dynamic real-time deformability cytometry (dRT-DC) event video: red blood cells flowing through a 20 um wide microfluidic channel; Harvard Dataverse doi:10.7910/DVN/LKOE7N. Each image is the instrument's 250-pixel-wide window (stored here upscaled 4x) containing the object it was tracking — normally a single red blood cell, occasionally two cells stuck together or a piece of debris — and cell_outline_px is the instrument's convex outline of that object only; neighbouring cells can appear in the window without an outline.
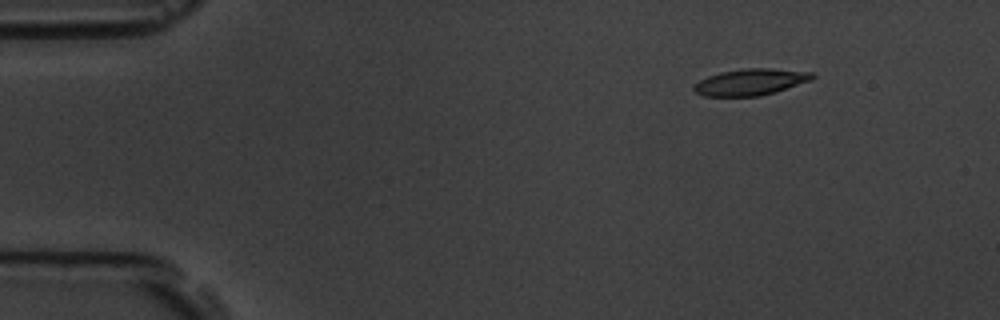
{"species": "common noctule bat (a hibernating species)", "species_latin": "Nyctalus noctula", "temperature_condition": "room temperature", "stored_images_in_passage": 8, "camera_frame_rate_fps": 3000, "um_per_image_px": 0.085, "animal": {"sex": "male", "body_mass_g": 19.5, "forearm_length_mm": 54.6}, "frame": {"image": 1, "passage_image": 3, "time_ms": 2.0, "image_size_px": [1000, 320], "cell_outline_px": [[816, 76], [812, 80], [776, 92], [760, 96], [704, 96], [696, 92], [692, 88], [700, 80], [708, 76], [720, 72], [744, 68], [772, 68], [812, 72]], "centroid_in_image_um": [63.84, 6.97], "position_along_channel_um": 21.2, "area_um2": 18.32}}
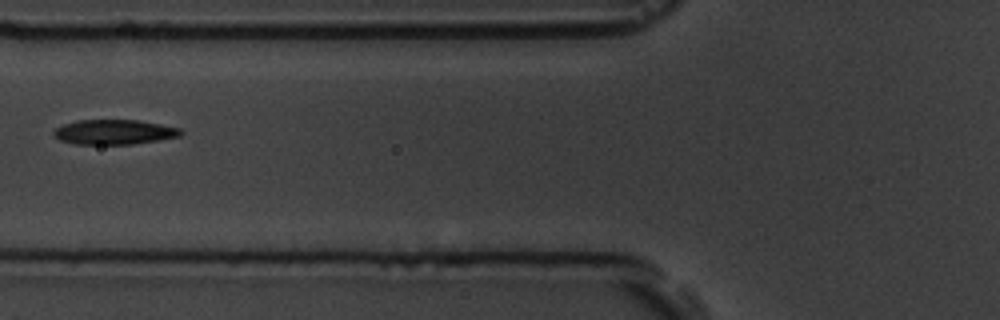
{"frame": {"image": 2, "passage_image": 7, "time_ms": 7.0, "image_size_px": [1000, 320], "cell_outline_px": [[184, 132], [180, 136], [132, 144], [72, 144], [60, 140], [52, 136], [52, 132], [56, 128], [64, 124], [76, 120], [140, 120], [180, 128]], "centroid_in_image_um": [9.67, 11.22], "position_along_channel_um": 116.1, "area_um2": 18.44}}
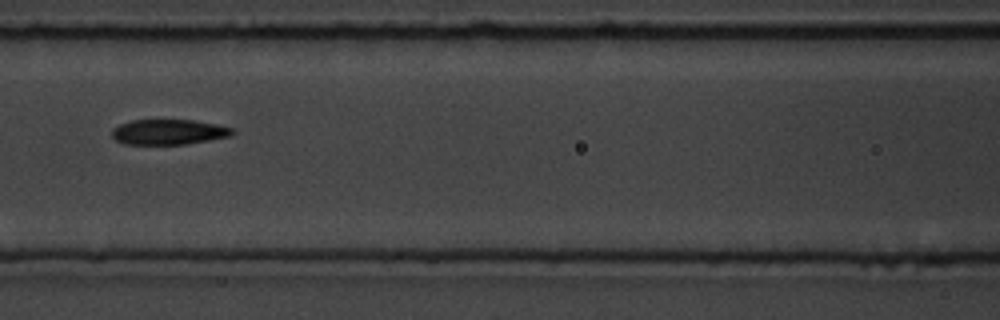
{"frame": {"image": 3, "passage_image": 8, "time_ms": 8.0, "image_size_px": [1000, 320], "cell_outline_px": [[236, 132], [232, 136], [184, 144], [124, 144], [116, 140], [112, 136], [112, 128], [120, 124], [132, 120], [192, 120], [216, 124], [232, 128]], "centroid_in_image_um": [14.34, 11.22], "position_along_channel_um": 152.3, "area_um2": 17.69}}